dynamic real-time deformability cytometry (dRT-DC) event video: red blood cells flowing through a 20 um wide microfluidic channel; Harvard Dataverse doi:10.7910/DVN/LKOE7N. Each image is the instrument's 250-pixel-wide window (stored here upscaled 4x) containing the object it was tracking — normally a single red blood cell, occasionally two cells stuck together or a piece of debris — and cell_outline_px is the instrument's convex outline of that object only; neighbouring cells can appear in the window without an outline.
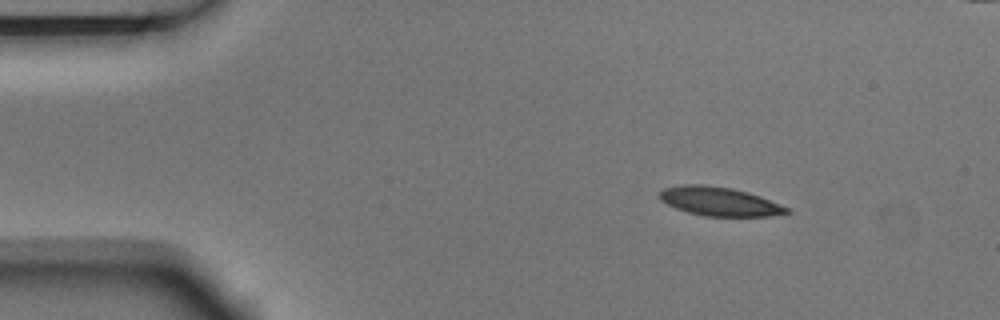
{"species": "Egyptian fruit bat (a non-hibernating species)", "species_latin": "Rousettus aegyptiacus", "temperature_condition": "room temperature", "stored_images_in_passage": 4, "camera_frame_rate_fps": 3000, "um_per_image_px": 0.085, "animal": {"sex": "male"}, "frame": {"image": 1, "passage_image": 1, "time_ms": 0.0, "image_size_px": [1000, 320], "cell_outline_px": [[792, 212], [768, 216], [704, 216], [688, 212], [676, 208], [660, 200], [660, 192], [664, 188], [684, 184], [704, 184], [732, 188], [748, 192], [760, 196], [792, 208]], "centroid_in_image_um": [61.2, 17.12], "position_along_channel_um": 23.8, "area_um2": 21.44}}